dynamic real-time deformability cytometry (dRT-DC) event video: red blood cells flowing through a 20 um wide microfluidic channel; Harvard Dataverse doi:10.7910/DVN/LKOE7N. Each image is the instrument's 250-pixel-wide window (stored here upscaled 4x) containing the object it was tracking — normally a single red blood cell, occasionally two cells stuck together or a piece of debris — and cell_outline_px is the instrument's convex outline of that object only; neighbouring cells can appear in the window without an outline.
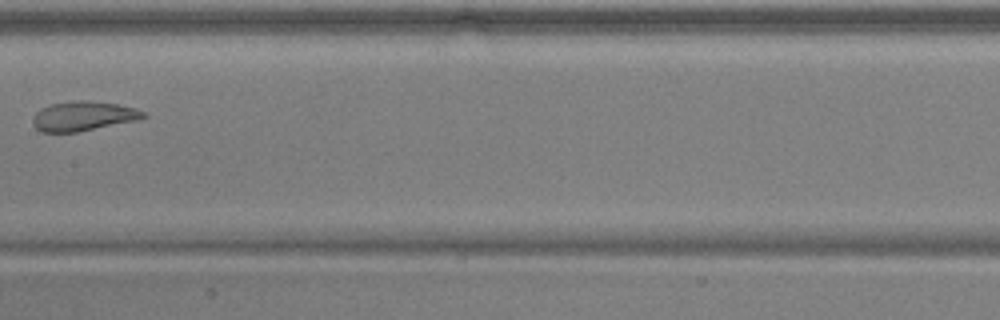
{"species": "common noctule bat (a hibernating species)", "species_latin": "Nyctalus noctula", "temperature_condition": "warm", "stored_images_in_passage": 7, "camera_frame_rate_fps": 3000, "um_per_image_px": 0.085, "animal": {"sex": "male", "body_mass_g": 17.9, "forearm_length_mm": 54.2}, "frame": {"image": 1, "passage_image": 6, "time_ms": 1.667, "image_size_px": [1000, 320], "cell_outline_px": [[148, 116], [140, 120], [76, 132], [40, 132], [32, 124], [32, 116], [40, 108], [52, 104], [80, 100], [88, 100], [116, 104], [136, 108], [144, 112]], "centroid_in_image_um": [7.08, 9.87], "position_along_channel_um": 200.3, "area_um2": 19.13}}
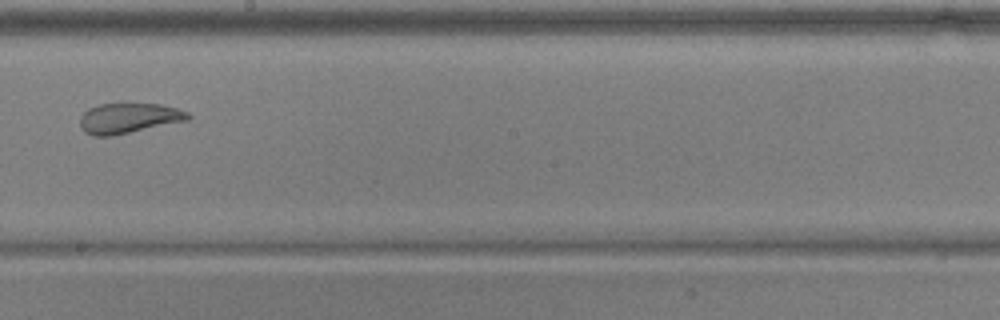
{"frame": {"image": 2, "passage_image": 7, "time_ms": 2.0, "image_size_px": [1000, 320], "cell_outline_px": [[192, 116], [188, 120], [112, 136], [92, 136], [84, 132], [80, 124], [80, 116], [88, 108], [100, 104], [124, 100], [160, 104], [176, 108], [188, 112]], "centroid_in_image_um": [10.92, 9.99], "position_along_channel_um": 237.3, "area_um2": 19.83}}